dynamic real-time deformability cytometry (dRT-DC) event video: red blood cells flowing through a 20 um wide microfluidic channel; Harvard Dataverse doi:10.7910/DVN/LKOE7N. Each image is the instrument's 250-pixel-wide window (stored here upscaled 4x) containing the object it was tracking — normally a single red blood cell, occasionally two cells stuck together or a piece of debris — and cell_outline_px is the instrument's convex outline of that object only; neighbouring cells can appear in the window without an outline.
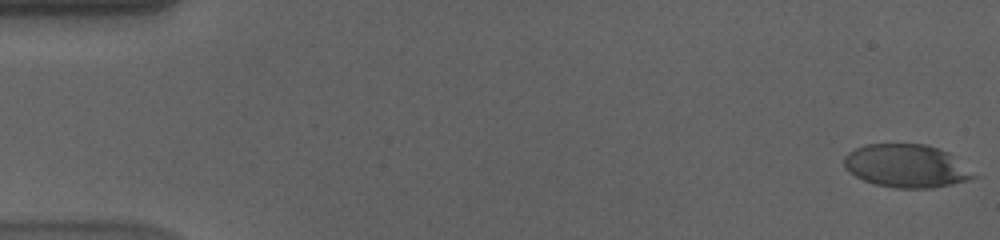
{"species": "human", "species_latin": "Homo sapiens", "temperature_condition": "cold", "stored_images_in_passage": 57, "camera_frame_rate_fps": 3000, "um_per_image_px": 0.085, "donor": {"sex": "male"}, "frame": {"image": 1, "passage_image": 1, "time_ms": 0.0, "image_size_px": [1000, 240], "cell_outline_px": [[980, 176], [968, 180], [952, 184], [932, 188], [896, 188], [876, 184], [864, 180], [848, 172], [844, 168], [844, 156], [848, 152], [864, 144], [924, 144], [948, 152]], "centroid_in_image_um": [77.05, 14.11], "position_along_channel_um": 8.0, "area_um2": 32.6}}
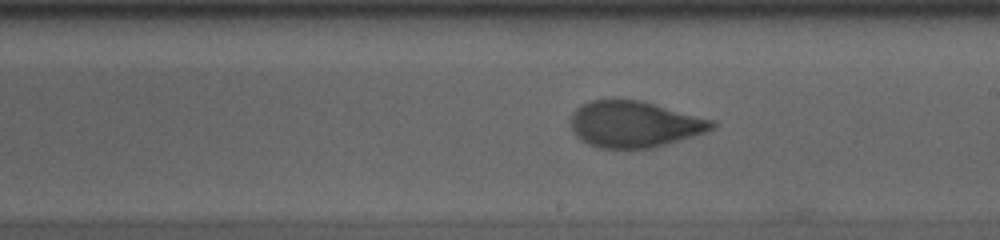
{"frame": {"image": 2, "passage_image": 33, "time_ms": 10.667, "image_size_px": [1000, 240], "cell_outline_px": [[716, 128], [692, 136], [652, 148], [600, 148], [588, 144], [580, 140], [576, 136], [572, 128], [572, 112], [576, 108], [592, 100], [640, 100], [716, 120]], "centroid_in_image_um": [53.94, 10.56], "position_along_channel_um": 235.1, "area_um2": 37.92}}
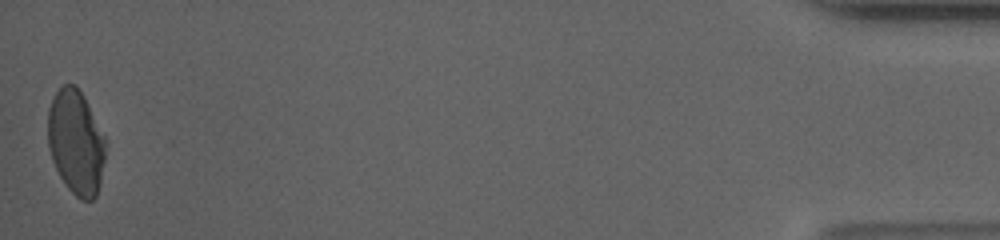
{"frame": {"image": 3, "passage_image": 57, "time_ms": 18.667, "image_size_px": [1000, 240], "cell_outline_px": [[104, 160], [100, 180], [96, 196], [92, 200], [80, 200], [64, 184], [52, 160], [48, 144], [48, 108], [56, 92], [64, 84], [72, 84], [84, 96], [104, 136]], "centroid_in_image_um": [6.43, 12.1], "position_along_channel_um": 428.8, "area_um2": 34.62}, "authors_computed_cell_mechanics": {"area_um2": 37.0498, "velocity_mm_per_s": 3.5762, "shape_relaxation_time_tau1_ms": 5.0915, "shape_relaxation_time_tau2_ms": 0.8545, "deformation_change_tau1": 0.1542, "deformation_change_tau2": 0.0525}}